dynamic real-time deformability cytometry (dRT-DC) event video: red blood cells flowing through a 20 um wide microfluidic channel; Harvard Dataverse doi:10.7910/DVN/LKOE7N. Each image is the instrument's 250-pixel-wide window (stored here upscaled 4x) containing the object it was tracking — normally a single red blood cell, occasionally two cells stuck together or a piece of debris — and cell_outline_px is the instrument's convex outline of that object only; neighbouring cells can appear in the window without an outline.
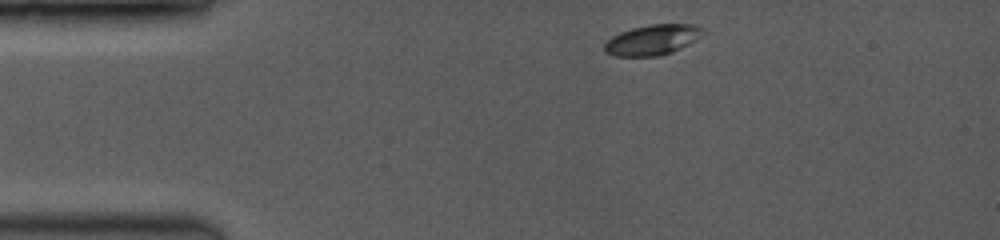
{"species": "common noctule bat (a hibernating species)", "species_latin": "Nyctalus noctula", "temperature_condition": "room temperature", "stored_images_in_passage": 45, "camera_frame_rate_fps": 3500, "um_per_image_px": 0.085, "animal": {"sex": "female", "body_mass_g": 19.0, "forearm_length_mm": 53.3}, "frame": {"image": 1, "passage_image": 2, "time_ms": 0.286, "image_size_px": [1000, 240], "cell_outline_px": [[708, 32], [688, 44], [672, 52], [656, 56], [616, 56], [604, 52], [604, 44], [612, 36], [620, 32], [632, 28], [652, 24], [688, 24], [704, 28]], "centroid_in_image_um": [55.47, 3.38], "position_along_channel_um": 29.5, "area_um2": 17.4}}
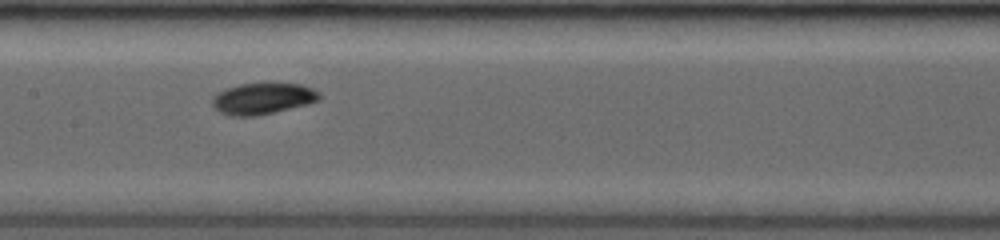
{"frame": {"image": 2, "passage_image": 20, "time_ms": 5.429, "image_size_px": [1000, 240], "cell_outline_px": [[320, 100], [308, 104], [256, 116], [232, 116], [220, 112], [212, 108], [212, 96], [224, 88], [240, 84], [264, 80], [272, 80], [300, 84], [312, 88], [320, 92]], "centroid_in_image_um": [22.33, 8.32], "position_along_channel_um": 185.1, "area_um2": 20.52}}
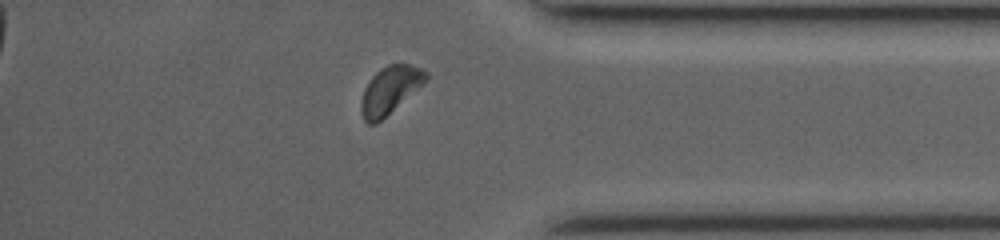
{"frame": {"image": 3, "passage_image": 39, "time_ms": 10.857, "image_size_px": [1000, 240], "cell_outline_px": [[428, 80], [424, 84], [376, 124], [368, 124], [364, 120], [360, 112], [360, 104], [364, 88], [372, 76], [380, 68], [388, 64], [408, 64], [420, 68], [428, 72]], "centroid_in_image_um": [33.14, 7.66], "position_along_channel_um": 402.1, "area_um2": 17.98}, "authors_computed_cell_mechanics": {"area_um2": 18.4382, "velocity_mm_per_s": 4.0929, "shape_relaxation_time_tau1_ms": 1.7708, "shape_relaxation_time_tau2_ms": null, "deformation_change_tau1": 0.1121, "deformation_change_tau2": null}}